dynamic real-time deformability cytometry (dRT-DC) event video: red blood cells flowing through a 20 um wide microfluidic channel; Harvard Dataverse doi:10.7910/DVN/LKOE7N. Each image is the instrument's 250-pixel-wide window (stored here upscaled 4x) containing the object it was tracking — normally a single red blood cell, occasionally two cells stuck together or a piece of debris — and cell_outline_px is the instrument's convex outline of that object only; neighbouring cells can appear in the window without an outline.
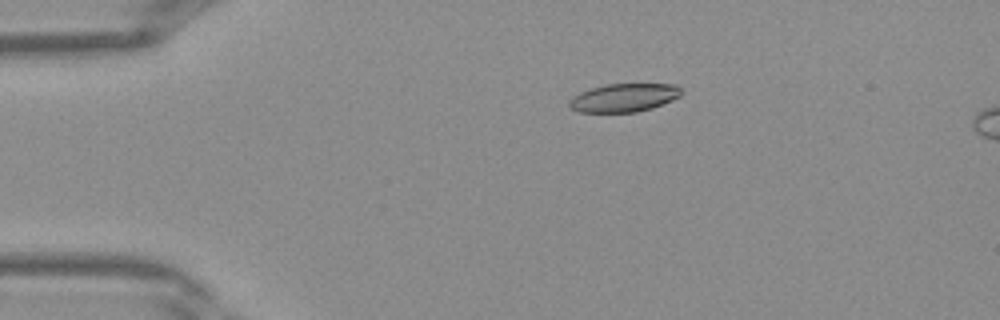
{"species": "Egyptian fruit bat (a non-hibernating species)", "species_latin": "Rousettus aegyptiacus", "temperature_condition": "warm", "stored_images_in_passage": 35, "camera_frame_rate_fps": 3000, "um_per_image_px": 0.085, "frame": {"image": 1, "passage_image": 3, "time_ms": 0.667, "image_size_px": [1000, 320], "cell_outline_px": [[684, 92], [680, 96], [672, 100], [652, 108], [636, 112], [580, 112], [568, 108], [568, 100], [572, 96], [580, 92], [592, 88], [608, 84], [676, 84]], "centroid_in_image_um": [53.02, 8.31], "position_along_channel_um": 32.0, "area_um2": 18.61}}
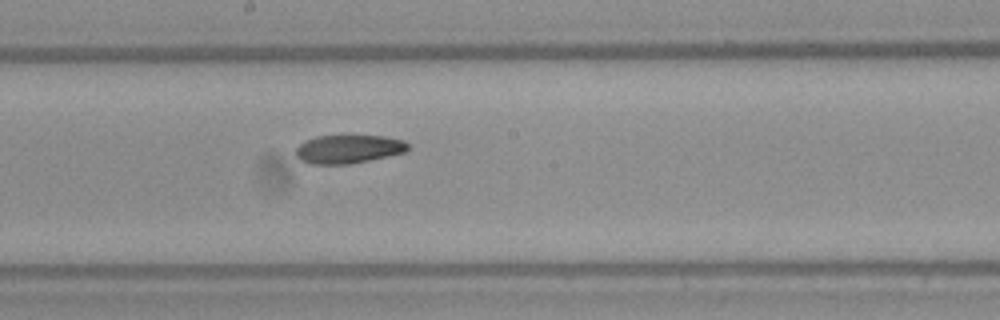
{"frame": {"image": 2, "passage_image": 17, "time_ms": 5.333, "image_size_px": [1000, 320], "cell_outline_px": [[408, 148], [404, 152], [388, 156], [348, 164], [312, 164], [300, 160], [296, 156], [296, 148], [304, 140], [316, 136], [384, 136], [404, 140], [408, 144]], "centroid_in_image_um": [29.59, 12.67], "position_along_channel_um": 218.6, "area_um2": 18.5}}
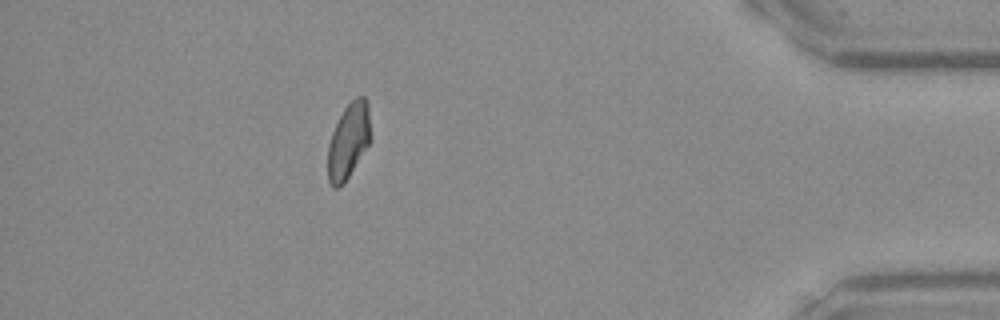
{"frame": {"image": 3, "passage_image": 31, "time_ms": 10.0, "image_size_px": [1000, 320], "cell_outline_px": [[372, 140], [344, 184], [340, 188], [332, 188], [328, 180], [328, 144], [332, 132], [344, 108], [356, 96], [364, 96], [368, 104], [372, 136]], "centroid_in_image_um": [29.65, 12.0], "position_along_channel_um": 405.6, "area_um2": 19.19}}